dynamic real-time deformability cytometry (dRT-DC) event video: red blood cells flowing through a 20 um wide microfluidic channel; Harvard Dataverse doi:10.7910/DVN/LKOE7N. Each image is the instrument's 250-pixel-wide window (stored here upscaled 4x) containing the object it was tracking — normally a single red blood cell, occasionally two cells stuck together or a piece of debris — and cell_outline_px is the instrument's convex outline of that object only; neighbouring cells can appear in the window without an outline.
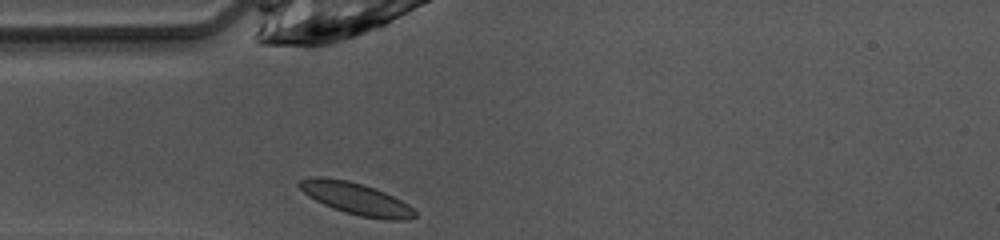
{"species": "common noctule bat (a hibernating species)", "species_latin": "Nyctalus noctula", "temperature_condition": "warm", "stored_images_in_passage": 27, "camera_frame_rate_fps": 3000, "um_per_image_px": 0.085, "animal": {"sex": "female", "body_mass_g": 10.0, "forearm_length_mm": 53.1}, "frame": {"image": 1, "passage_image": 1, "time_ms": 0.0, "image_size_px": [1000, 240], "cell_outline_px": [[416, 216], [408, 220], [388, 220], [360, 216], [344, 212], [332, 208], [308, 196], [296, 184], [300, 180], [312, 176], [324, 176], [348, 180], [364, 184], [384, 192], [408, 204], [416, 212]], "centroid_in_image_um": [30.24, 16.87], "position_along_channel_um": 54.8, "area_um2": 21.56}}
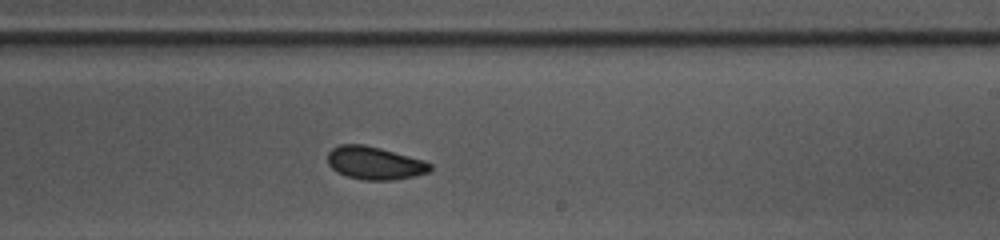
{"frame": {"image": 2, "passage_image": 16, "time_ms": 5.0, "image_size_px": [1000, 240], "cell_outline_px": [[432, 168], [428, 172], [416, 176], [396, 180], [364, 180], [348, 176], [336, 172], [328, 164], [328, 152], [332, 148], [340, 144], [364, 144], [380, 148], [424, 160], [432, 164]], "centroid_in_image_um": [31.85, 13.86], "position_along_channel_um": 257.1, "area_um2": 19.77}}
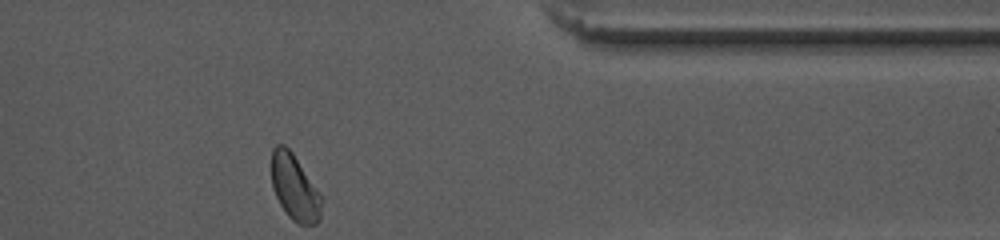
{"frame": {"image": 3, "passage_image": 27, "time_ms": 8.667, "image_size_px": [1000, 240], "cell_outline_px": [[324, 200], [320, 220], [316, 224], [300, 224], [292, 220], [288, 216], [280, 204], [272, 188], [272, 148], [276, 144], [284, 144], [292, 152], [320, 192]], "centroid_in_image_um": [25.08, 15.95], "position_along_channel_um": 386.3, "area_um2": 19.42}, "authors_computed_cell_mechanics": {"area_um2": 19.5364, "velocity_mm_per_s": 4.0764, "shape_relaxation_time_tau1_ms": 6.6631, "shape_relaxation_time_tau2_ms": 4.1458, "deformation_change_tau1": 0.1509, "deformation_change_tau2": 0.0453}}